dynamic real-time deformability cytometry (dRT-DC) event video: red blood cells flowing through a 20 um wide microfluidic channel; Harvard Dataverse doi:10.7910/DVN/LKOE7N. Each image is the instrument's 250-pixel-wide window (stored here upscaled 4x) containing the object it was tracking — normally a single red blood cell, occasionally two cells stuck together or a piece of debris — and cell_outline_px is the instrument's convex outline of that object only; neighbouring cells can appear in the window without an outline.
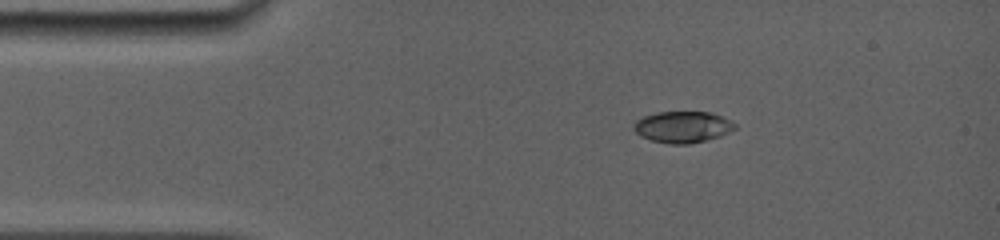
{"species": "common noctule bat (a hibernating species)", "species_latin": "Nyctalus noctula", "temperature_condition": "room temperature", "stored_images_in_passage": 50, "camera_frame_rate_fps": 5000, "um_per_image_px": 0.085, "animal": {"sex": "female", "body_mass_g": 19.0, "forearm_length_mm": 56.7}, "frame": {"image": 1, "passage_image": 1, "time_ms": 0.0, "image_size_px": [1000, 240], "cell_outline_px": [[736, 128], [720, 136], [688, 144], [672, 144], [652, 140], [640, 136], [632, 128], [632, 124], [636, 120], [644, 116], [656, 112], [712, 112], [732, 120], [736, 124]], "centroid_in_image_um": [58.02, 10.78], "position_along_channel_um": 27.0, "area_um2": 18.55}}
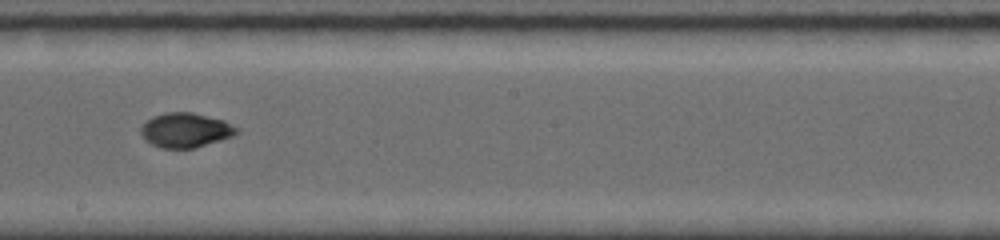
{"frame": {"image": 2, "passage_image": 25, "time_ms": 6.4, "image_size_px": [1000, 240], "cell_outline_px": [[240, 132], [232, 136], [220, 140], [192, 148], [160, 148], [144, 140], [140, 132], [140, 128], [152, 116], [164, 112], [192, 112], [224, 120], [240, 128]], "centroid_in_image_um": [15.77, 11.05], "position_along_channel_um": 232.4, "area_um2": 19.36}}
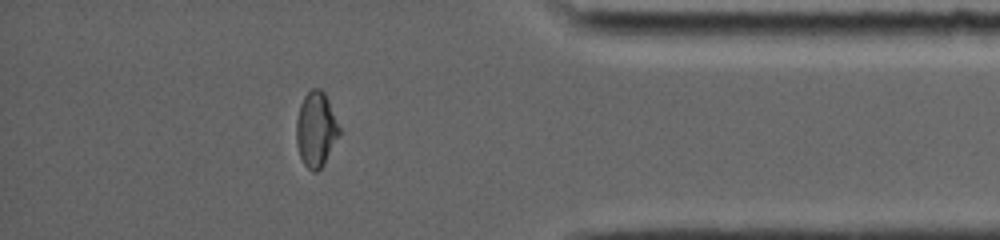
{"frame": {"image": 3, "passage_image": 43, "time_ms": 11.2, "image_size_px": [1000, 240], "cell_outline_px": [[340, 132], [324, 164], [316, 172], [312, 172], [304, 164], [300, 156], [296, 144], [296, 120], [300, 104], [304, 96], [312, 88], [320, 88], [324, 92], [328, 100], [340, 128]], "centroid_in_image_um": [26.84, 10.99], "position_along_channel_um": 408.4, "area_um2": 18.67}, "authors_computed_cell_mechanics": {"area_um2": 18.9584, "velocity_mm_per_s": 3.9657, "shape_relaxation_time_tau1_ms": 8.2132, "shape_relaxation_time_tau2_ms": 1.3701, "deformation_change_tau1": 0.274, "deformation_change_tau2": 0.0308}}